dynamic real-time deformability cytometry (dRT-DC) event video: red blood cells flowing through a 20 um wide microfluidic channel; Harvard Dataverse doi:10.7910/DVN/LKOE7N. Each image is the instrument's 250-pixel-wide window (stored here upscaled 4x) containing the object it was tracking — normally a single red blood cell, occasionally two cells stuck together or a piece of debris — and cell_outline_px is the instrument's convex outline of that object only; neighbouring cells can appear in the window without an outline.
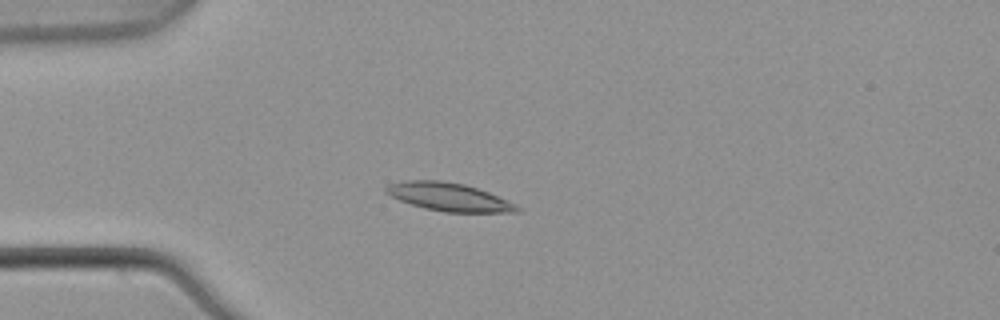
{"species": "common noctule bat (a hibernating species)", "species_latin": "Nyctalus noctula", "temperature_condition": "warm", "stored_images_in_passage": 3, "camera_frame_rate_fps": 3000, "um_per_image_px": 0.085, "animal": {"sex": "male", "body_mass_g": 21.5, "forearm_length_mm": 52.0}, "frame": {"image": 1, "passage_image": 3, "time_ms": 0.667, "image_size_px": [1000, 320], "cell_outline_px": [[520, 212], [444, 212], [424, 208], [400, 200], [384, 192], [384, 188], [388, 184], [408, 180], [440, 180], [464, 184], [488, 192], [516, 204], [520, 208]], "centroid_in_image_um": [38.14, 16.74], "position_along_channel_um": 46.9, "area_um2": 21.33}}